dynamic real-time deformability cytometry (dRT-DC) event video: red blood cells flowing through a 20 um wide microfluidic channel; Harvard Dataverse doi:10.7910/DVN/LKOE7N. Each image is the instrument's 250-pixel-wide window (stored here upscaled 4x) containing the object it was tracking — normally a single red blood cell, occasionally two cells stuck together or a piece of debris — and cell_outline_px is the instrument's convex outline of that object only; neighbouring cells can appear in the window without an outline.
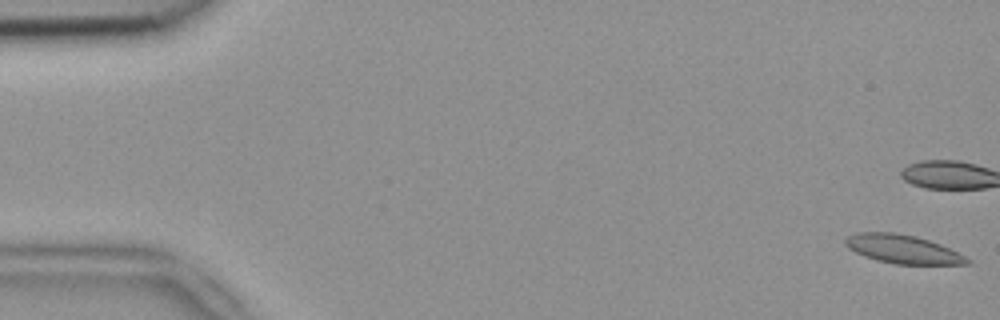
{"species": "common noctule bat (a hibernating species)", "species_latin": "Nyctalus noctula", "temperature_condition": "room temperature", "stored_images_in_passage": 12, "camera_frame_rate_fps": 3000, "um_per_image_px": 0.085, "animal": {"sex": "female", "body_mass_g": 18.4}, "frame": {"image": 1, "passage_image": 1, "time_ms": 0.0, "image_size_px": [1000, 320], "cell_outline_px": [[972, 264], [896, 264], [876, 260], [864, 256], [848, 248], [844, 244], [844, 240], [848, 236], [856, 232], [896, 232], [916, 236], [940, 244], [972, 260]], "centroid_in_image_um": [76.71, 21.17], "position_along_channel_um": 8.3, "area_um2": 20.29}}